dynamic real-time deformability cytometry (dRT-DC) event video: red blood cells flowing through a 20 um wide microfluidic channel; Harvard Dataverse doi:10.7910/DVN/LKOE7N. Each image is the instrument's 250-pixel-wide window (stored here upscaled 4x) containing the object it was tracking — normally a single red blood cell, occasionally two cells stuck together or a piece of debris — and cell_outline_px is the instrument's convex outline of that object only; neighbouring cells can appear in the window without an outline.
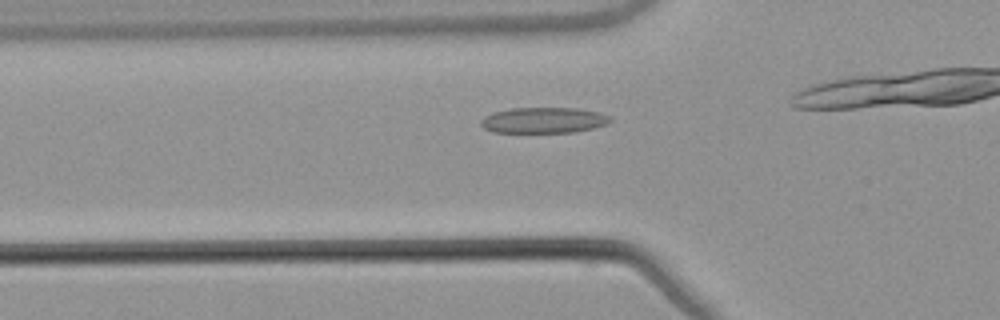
{"species": "common noctule bat (a hibernating species)", "species_latin": "Nyctalus noctula", "temperature_condition": "warm", "stored_images_in_passage": 33, "camera_frame_rate_fps": 3000, "um_per_image_px": 0.085, "animal": {"sex": "male", "body_mass_g": 21.5, "forearm_length_mm": 52.0}, "frame": {"image": 1, "passage_image": 10, "time_ms": 3.0, "image_size_px": [1000, 320], "cell_outline_px": [[612, 120], [608, 124], [592, 128], [572, 132], [492, 132], [484, 128], [480, 124], [480, 120], [484, 116], [492, 112], [512, 108], [580, 108], [600, 112], [612, 116]], "centroid_in_image_um": [46.22, 10.21], "position_along_channel_um": 79.6, "area_um2": 19.59}}